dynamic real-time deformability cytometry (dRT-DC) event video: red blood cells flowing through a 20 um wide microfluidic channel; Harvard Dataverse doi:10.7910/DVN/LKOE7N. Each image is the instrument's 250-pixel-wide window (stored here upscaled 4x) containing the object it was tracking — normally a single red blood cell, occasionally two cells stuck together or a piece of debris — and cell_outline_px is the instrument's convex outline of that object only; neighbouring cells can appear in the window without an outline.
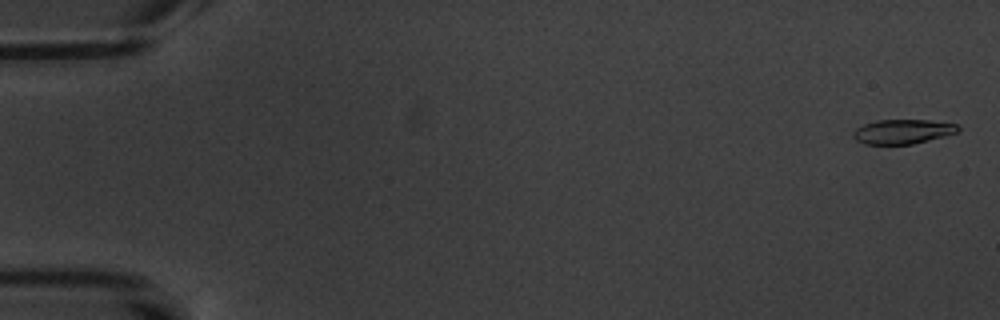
{"species": "common noctule bat (a hibernating species)", "species_latin": "Nyctalus noctula", "temperature_condition": "warm", "stored_images_in_passage": 6, "camera_frame_rate_fps": 3000, "um_per_image_px": 0.085, "animal": {"sex": "male", "body_mass_g": 20.1, "forearm_length_mm": 53.5}, "frame": {"image": 1, "passage_image": 1, "time_ms": 0.0, "image_size_px": [1000, 320], "cell_outline_px": [[960, 128], [956, 132], [944, 136], [912, 144], [864, 144], [856, 140], [852, 136], [852, 132], [856, 128], [864, 124], [876, 120], [928, 120], [956, 124]], "centroid_in_image_um": [76.68, 11.18], "position_along_channel_um": 8.3, "area_um2": 14.85}}
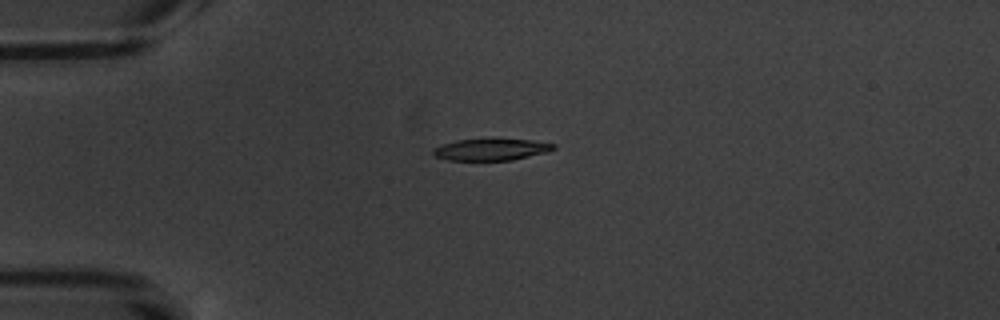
{"frame": {"image": 2, "passage_image": 5, "time_ms": 4.667, "image_size_px": [1000, 320], "cell_outline_px": [[556, 148], [548, 152], [512, 160], [448, 160], [436, 156], [432, 152], [432, 148], [456, 140], [532, 140], [556, 144]], "centroid_in_image_um": [41.77, 12.72], "position_along_channel_um": 43.2, "area_um2": 14.91}}